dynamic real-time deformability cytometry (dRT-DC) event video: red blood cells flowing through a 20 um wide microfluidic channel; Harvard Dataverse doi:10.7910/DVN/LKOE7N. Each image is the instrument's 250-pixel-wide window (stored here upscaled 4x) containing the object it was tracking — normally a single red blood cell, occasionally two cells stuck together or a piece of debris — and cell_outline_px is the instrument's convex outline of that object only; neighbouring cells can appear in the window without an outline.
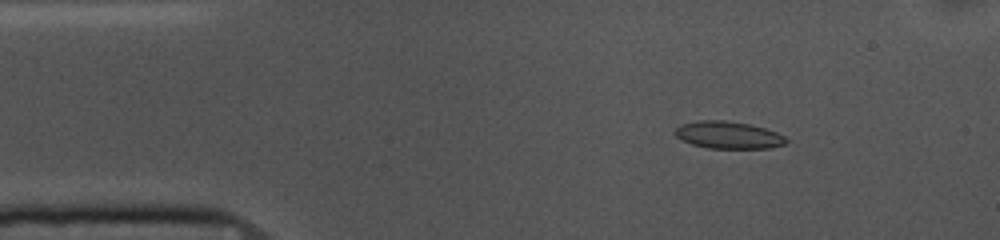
{"species": "common noctule bat (a hibernating species)", "species_latin": "Nyctalus noctula", "temperature_condition": "cold", "stored_images_in_passage": 52, "camera_frame_rate_fps": 3000, "um_per_image_px": 0.085, "animal": {"sex": "female", "body_mass_g": 10.0, "forearm_length_mm": 53.1}, "frame": {"image": 1, "passage_image": 6, "time_ms": 1.667, "image_size_px": [1000, 240], "cell_outline_px": [[788, 140], [784, 144], [768, 148], [708, 148], [692, 144], [680, 140], [676, 136], [676, 128], [684, 124], [700, 120], [724, 120], [748, 124], [764, 128], [776, 132], [784, 136]], "centroid_in_image_um": [61.9, 11.48], "position_along_channel_um": 23.1, "area_um2": 17.4}}
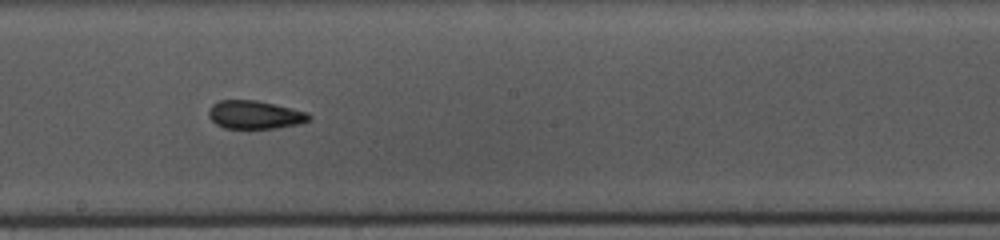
{"frame": {"image": 2, "passage_image": 27, "time_ms": 8.667, "image_size_px": [1000, 240], "cell_outline_px": [[312, 116], [308, 120], [300, 124], [276, 128], [224, 128], [216, 124], [208, 116], [208, 108], [212, 104], [220, 100], [256, 100], [292, 108], [308, 112]], "centroid_in_image_um": [21.65, 9.75], "position_along_channel_um": 226.5, "area_um2": 16.59}}
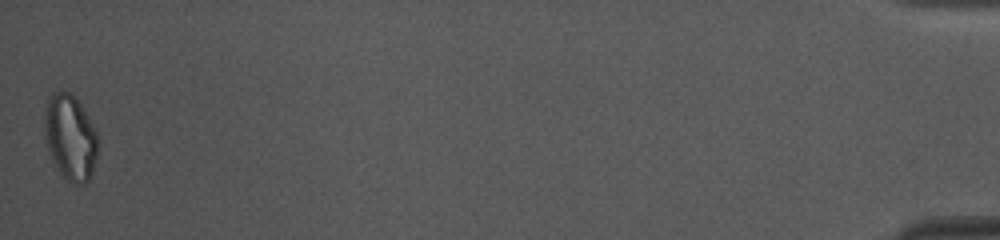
{"frame": {"image": 3, "passage_image": 52, "time_ms": 17.0, "image_size_px": [1000, 240], "cell_outline_px": [[96, 156], [92, 172], [88, 180], [84, 184], [72, 184], [60, 172], [52, 160], [48, 152], [44, 128], [44, 112], [48, 96], [52, 92], [60, 88], [72, 92], [88, 116], [96, 132]], "centroid_in_image_um": [5.93, 11.61], "position_along_channel_um": 429.3, "area_um2": 26.7}, "authors_computed_cell_mechanics": {"area_um2": 17.3111, "velocity_mm_per_s": 3.6582, "shape_relaxation_time_tau1_ms": 5.0644, "shape_relaxation_time_tau2_ms": 3.5908, "deformation_change_tau1": 0.1155, "deformation_change_tau2": 0.0822}}